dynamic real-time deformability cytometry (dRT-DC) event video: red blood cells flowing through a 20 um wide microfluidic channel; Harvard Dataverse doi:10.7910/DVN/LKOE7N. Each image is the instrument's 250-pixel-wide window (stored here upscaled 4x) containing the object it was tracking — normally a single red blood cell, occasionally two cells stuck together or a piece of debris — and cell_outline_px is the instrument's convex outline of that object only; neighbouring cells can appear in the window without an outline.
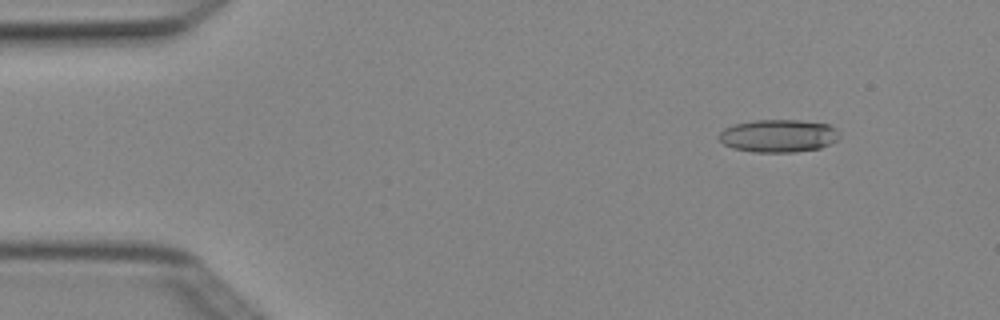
{"species": "Egyptian fruit bat (a non-hibernating species)", "species_latin": "Rousettus aegyptiacus", "temperature_condition": "cold", "stored_images_in_passage": 5, "camera_frame_rate_fps": 3000, "um_per_image_px": 0.085, "animal": {"sex": "female"}, "frame": {"image": 1, "passage_image": 2, "time_ms": 0.333, "image_size_px": [1000, 320], "cell_outline_px": [[840, 136], [836, 140], [820, 148], [796, 152], [752, 152], [732, 148], [724, 144], [716, 136], [724, 128], [732, 124], [752, 120], [800, 120], [828, 124], [836, 128], [840, 132]], "centroid_in_image_um": [66.14, 11.54], "position_along_channel_um": 18.9, "area_um2": 23.29}}
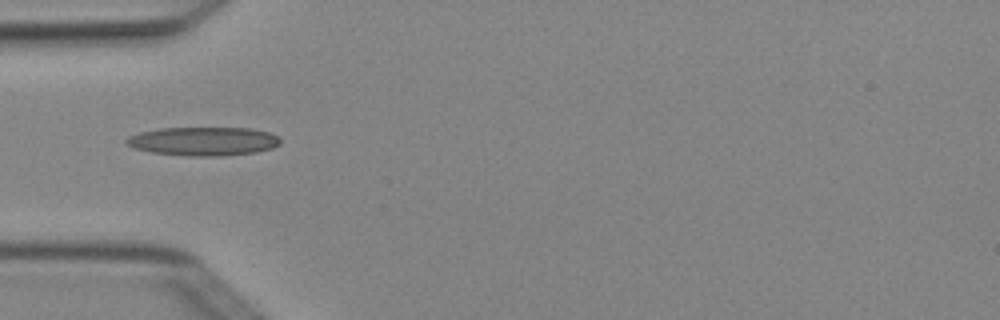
{"frame": {"image": 2, "passage_image": 4, "time_ms": 1.0, "image_size_px": [1000, 320], "cell_outline_px": [[280, 144], [272, 148], [256, 152], [220, 156], [188, 156], [152, 152], [132, 148], [124, 144], [124, 140], [128, 136], [140, 132], [160, 128], [252, 128], [268, 132], [276, 136], [280, 140]], "centroid_in_image_um": [17.24, 12.01], "position_along_channel_um": 67.8, "area_um2": 25.84}}
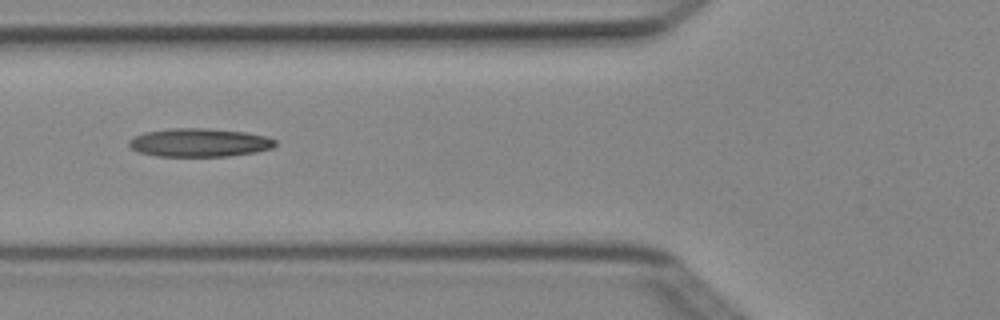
{"frame": {"image": 3, "passage_image": 5, "time_ms": 1.333, "image_size_px": [1000, 320], "cell_outline_px": [[276, 144], [272, 148], [256, 152], [228, 156], [156, 156], [140, 152], [132, 148], [128, 144], [128, 140], [144, 132], [172, 128], [208, 128], [244, 132], [268, 136], [276, 140]], "centroid_in_image_um": [16.97, 12.11], "position_along_channel_um": 108.8, "area_um2": 24.22}}